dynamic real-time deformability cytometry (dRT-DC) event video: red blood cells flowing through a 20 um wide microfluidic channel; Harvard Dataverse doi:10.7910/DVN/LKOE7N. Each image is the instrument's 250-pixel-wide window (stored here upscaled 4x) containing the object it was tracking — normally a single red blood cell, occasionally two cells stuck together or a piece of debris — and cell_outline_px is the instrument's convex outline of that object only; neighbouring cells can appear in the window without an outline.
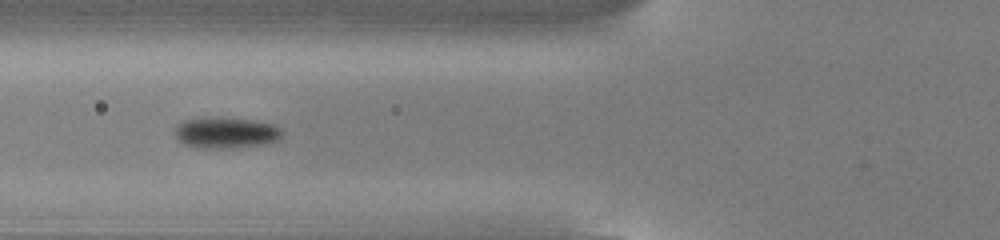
{"species": "common noctule bat (a hibernating species)", "species_latin": "Nyctalus noctula", "temperature_condition": "cold", "stored_images_in_passage": 39, "camera_frame_rate_fps": 3000, "um_per_image_px": 0.085, "animal": {"sex": "male", "body_mass_g": 13.0, "forearm_length_mm": 53.1}, "frame": {"image": 1, "passage_image": 6, "time_ms": 1.667, "image_size_px": [1000, 240], "cell_outline_px": [[284, 132], [276, 140], [264, 144], [236, 148], [196, 148], [184, 144], [172, 132], [184, 120], [252, 120], [272, 124], [280, 128]], "centroid_in_image_um": [19.22, 11.34], "position_along_channel_um": 106.6, "area_um2": 18.55}}
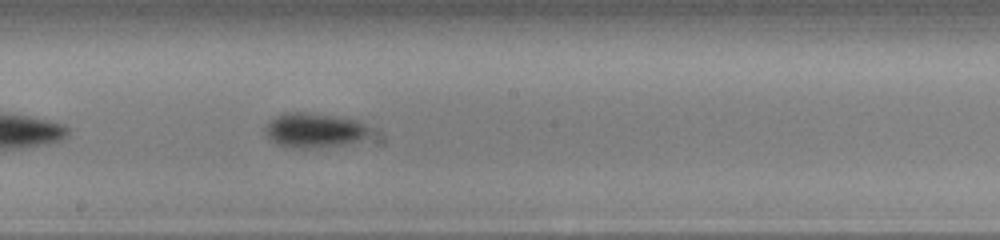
{"frame": {"image": 2, "passage_image": 15, "time_ms": 4.667, "image_size_px": [1000, 240], "cell_outline_px": [[368, 136], [360, 140], [348, 144], [312, 148], [288, 148], [276, 144], [268, 136], [264, 128], [276, 116], [288, 112], [304, 112], [332, 116], [356, 120], [364, 124], [368, 128]], "centroid_in_image_um": [26.7, 11.09], "position_along_channel_um": 221.5, "area_um2": 20.87}}
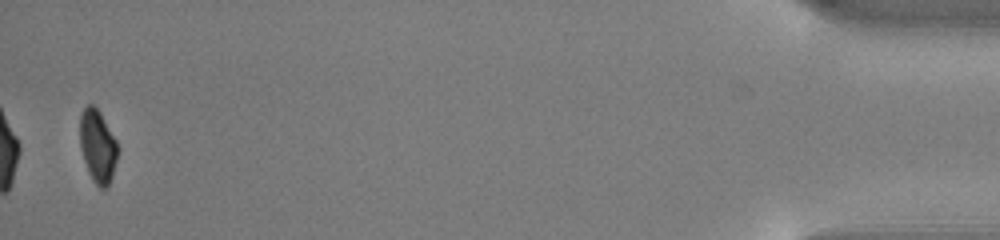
{"frame": {"image": 3, "passage_image": 38, "time_ms": 12.333, "image_size_px": [1000, 240], "cell_outline_px": [[116, 160], [112, 176], [108, 188], [100, 188], [92, 180], [88, 172], [80, 148], [80, 116], [84, 108], [88, 104], [92, 104], [100, 112], [116, 140]], "centroid_in_image_um": [8.28, 12.44], "position_along_channel_um": 426.9, "area_um2": 15.84}, "authors_computed_cell_mechanics": {"area_um2": 18.496, "velocity_mm_per_s": 3.8327, "shape_relaxation_time_tau1_ms": 1.9715, "shape_relaxation_time_tau2_ms": null, "deformation_change_tau1": 0.0978, "deformation_change_tau2": null}}